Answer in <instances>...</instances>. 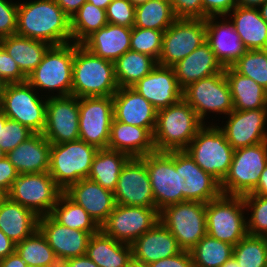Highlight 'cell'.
<instances>
[{
	"instance_id": "1",
	"label": "cell",
	"mask_w": 267,
	"mask_h": 267,
	"mask_svg": "<svg viewBox=\"0 0 267 267\" xmlns=\"http://www.w3.org/2000/svg\"><path fill=\"white\" fill-rule=\"evenodd\" d=\"M16 34L51 46L70 43L71 18L55 0L18 2Z\"/></svg>"
},
{
	"instance_id": "2",
	"label": "cell",
	"mask_w": 267,
	"mask_h": 267,
	"mask_svg": "<svg viewBox=\"0 0 267 267\" xmlns=\"http://www.w3.org/2000/svg\"><path fill=\"white\" fill-rule=\"evenodd\" d=\"M205 124L182 98L177 103L157 110L153 142L156 151L185 150Z\"/></svg>"
},
{
	"instance_id": "3",
	"label": "cell",
	"mask_w": 267,
	"mask_h": 267,
	"mask_svg": "<svg viewBox=\"0 0 267 267\" xmlns=\"http://www.w3.org/2000/svg\"><path fill=\"white\" fill-rule=\"evenodd\" d=\"M119 86L114 62L98 57L75 43L72 95L80 97H112Z\"/></svg>"
},
{
	"instance_id": "4",
	"label": "cell",
	"mask_w": 267,
	"mask_h": 267,
	"mask_svg": "<svg viewBox=\"0 0 267 267\" xmlns=\"http://www.w3.org/2000/svg\"><path fill=\"white\" fill-rule=\"evenodd\" d=\"M75 43L53 45L48 48L42 61L27 77V82L35 89L57 92L50 96L72 95L73 60ZM37 88V89H36Z\"/></svg>"
},
{
	"instance_id": "5",
	"label": "cell",
	"mask_w": 267,
	"mask_h": 267,
	"mask_svg": "<svg viewBox=\"0 0 267 267\" xmlns=\"http://www.w3.org/2000/svg\"><path fill=\"white\" fill-rule=\"evenodd\" d=\"M98 149L83 140L51 144L49 174L65 191L71 184L88 178Z\"/></svg>"
},
{
	"instance_id": "6",
	"label": "cell",
	"mask_w": 267,
	"mask_h": 267,
	"mask_svg": "<svg viewBox=\"0 0 267 267\" xmlns=\"http://www.w3.org/2000/svg\"><path fill=\"white\" fill-rule=\"evenodd\" d=\"M206 125L197 132L185 151L221 184L229 172L234 149L217 125Z\"/></svg>"
},
{
	"instance_id": "7",
	"label": "cell",
	"mask_w": 267,
	"mask_h": 267,
	"mask_svg": "<svg viewBox=\"0 0 267 267\" xmlns=\"http://www.w3.org/2000/svg\"><path fill=\"white\" fill-rule=\"evenodd\" d=\"M243 196L224 195L206 203V232L235 246L247 233Z\"/></svg>"
},
{
	"instance_id": "8",
	"label": "cell",
	"mask_w": 267,
	"mask_h": 267,
	"mask_svg": "<svg viewBox=\"0 0 267 267\" xmlns=\"http://www.w3.org/2000/svg\"><path fill=\"white\" fill-rule=\"evenodd\" d=\"M160 222L176 238L183 251H191L207 234L206 203L185 201L159 211Z\"/></svg>"
},
{
	"instance_id": "9",
	"label": "cell",
	"mask_w": 267,
	"mask_h": 267,
	"mask_svg": "<svg viewBox=\"0 0 267 267\" xmlns=\"http://www.w3.org/2000/svg\"><path fill=\"white\" fill-rule=\"evenodd\" d=\"M267 164V141L234 150L230 169L220 184L224 195L244 196L257 186Z\"/></svg>"
},
{
	"instance_id": "10",
	"label": "cell",
	"mask_w": 267,
	"mask_h": 267,
	"mask_svg": "<svg viewBox=\"0 0 267 267\" xmlns=\"http://www.w3.org/2000/svg\"><path fill=\"white\" fill-rule=\"evenodd\" d=\"M42 96L27 81L7 84L1 110L8 119L27 126L34 133H43L48 97Z\"/></svg>"
},
{
	"instance_id": "11",
	"label": "cell",
	"mask_w": 267,
	"mask_h": 267,
	"mask_svg": "<svg viewBox=\"0 0 267 267\" xmlns=\"http://www.w3.org/2000/svg\"><path fill=\"white\" fill-rule=\"evenodd\" d=\"M63 192L49 172H43L19 174L6 196L40 217L50 215Z\"/></svg>"
},
{
	"instance_id": "12",
	"label": "cell",
	"mask_w": 267,
	"mask_h": 267,
	"mask_svg": "<svg viewBox=\"0 0 267 267\" xmlns=\"http://www.w3.org/2000/svg\"><path fill=\"white\" fill-rule=\"evenodd\" d=\"M183 99L204 124L208 113L228 115L234 110L231 90L224 70L190 84L183 90Z\"/></svg>"
},
{
	"instance_id": "13",
	"label": "cell",
	"mask_w": 267,
	"mask_h": 267,
	"mask_svg": "<svg viewBox=\"0 0 267 267\" xmlns=\"http://www.w3.org/2000/svg\"><path fill=\"white\" fill-rule=\"evenodd\" d=\"M205 41V19L177 18L163 33L157 64L173 67Z\"/></svg>"
},
{
	"instance_id": "14",
	"label": "cell",
	"mask_w": 267,
	"mask_h": 267,
	"mask_svg": "<svg viewBox=\"0 0 267 267\" xmlns=\"http://www.w3.org/2000/svg\"><path fill=\"white\" fill-rule=\"evenodd\" d=\"M159 221V211L155 207L116 204L100 230L116 241L131 245Z\"/></svg>"
},
{
	"instance_id": "15",
	"label": "cell",
	"mask_w": 267,
	"mask_h": 267,
	"mask_svg": "<svg viewBox=\"0 0 267 267\" xmlns=\"http://www.w3.org/2000/svg\"><path fill=\"white\" fill-rule=\"evenodd\" d=\"M114 119L112 97L79 98V139L96 147L107 148Z\"/></svg>"
},
{
	"instance_id": "16",
	"label": "cell",
	"mask_w": 267,
	"mask_h": 267,
	"mask_svg": "<svg viewBox=\"0 0 267 267\" xmlns=\"http://www.w3.org/2000/svg\"><path fill=\"white\" fill-rule=\"evenodd\" d=\"M146 168L149 173L155 208L184 202L180 190L179 172L175 169V151H155L146 155Z\"/></svg>"
},
{
	"instance_id": "17",
	"label": "cell",
	"mask_w": 267,
	"mask_h": 267,
	"mask_svg": "<svg viewBox=\"0 0 267 267\" xmlns=\"http://www.w3.org/2000/svg\"><path fill=\"white\" fill-rule=\"evenodd\" d=\"M44 137L50 144H61L79 139V98L48 96Z\"/></svg>"
},
{
	"instance_id": "18",
	"label": "cell",
	"mask_w": 267,
	"mask_h": 267,
	"mask_svg": "<svg viewBox=\"0 0 267 267\" xmlns=\"http://www.w3.org/2000/svg\"><path fill=\"white\" fill-rule=\"evenodd\" d=\"M113 193L118 205L155 207L150 177L146 168V156L130 158L126 162Z\"/></svg>"
},
{
	"instance_id": "19",
	"label": "cell",
	"mask_w": 267,
	"mask_h": 267,
	"mask_svg": "<svg viewBox=\"0 0 267 267\" xmlns=\"http://www.w3.org/2000/svg\"><path fill=\"white\" fill-rule=\"evenodd\" d=\"M175 169L179 172L184 202L208 203L222 194L220 183L197 165L185 150L175 151Z\"/></svg>"
},
{
	"instance_id": "20",
	"label": "cell",
	"mask_w": 267,
	"mask_h": 267,
	"mask_svg": "<svg viewBox=\"0 0 267 267\" xmlns=\"http://www.w3.org/2000/svg\"><path fill=\"white\" fill-rule=\"evenodd\" d=\"M228 116L218 128L234 150L267 141V109L233 110Z\"/></svg>"
},
{
	"instance_id": "21",
	"label": "cell",
	"mask_w": 267,
	"mask_h": 267,
	"mask_svg": "<svg viewBox=\"0 0 267 267\" xmlns=\"http://www.w3.org/2000/svg\"><path fill=\"white\" fill-rule=\"evenodd\" d=\"M156 110L166 108L183 98L173 67L157 65L133 87Z\"/></svg>"
},
{
	"instance_id": "22",
	"label": "cell",
	"mask_w": 267,
	"mask_h": 267,
	"mask_svg": "<svg viewBox=\"0 0 267 267\" xmlns=\"http://www.w3.org/2000/svg\"><path fill=\"white\" fill-rule=\"evenodd\" d=\"M112 99L116 121L146 128L153 135L157 110L150 102L132 87L118 88Z\"/></svg>"
},
{
	"instance_id": "23",
	"label": "cell",
	"mask_w": 267,
	"mask_h": 267,
	"mask_svg": "<svg viewBox=\"0 0 267 267\" xmlns=\"http://www.w3.org/2000/svg\"><path fill=\"white\" fill-rule=\"evenodd\" d=\"M209 16L206 22V42L224 68L232 67L247 51L231 21H218Z\"/></svg>"
},
{
	"instance_id": "24",
	"label": "cell",
	"mask_w": 267,
	"mask_h": 267,
	"mask_svg": "<svg viewBox=\"0 0 267 267\" xmlns=\"http://www.w3.org/2000/svg\"><path fill=\"white\" fill-rule=\"evenodd\" d=\"M38 230L55 254L73 258L86 254L91 233L59 224L51 215L40 216Z\"/></svg>"
},
{
	"instance_id": "25",
	"label": "cell",
	"mask_w": 267,
	"mask_h": 267,
	"mask_svg": "<svg viewBox=\"0 0 267 267\" xmlns=\"http://www.w3.org/2000/svg\"><path fill=\"white\" fill-rule=\"evenodd\" d=\"M64 193L82 206L100 227L116 206L114 193L88 178L71 184Z\"/></svg>"
},
{
	"instance_id": "26",
	"label": "cell",
	"mask_w": 267,
	"mask_h": 267,
	"mask_svg": "<svg viewBox=\"0 0 267 267\" xmlns=\"http://www.w3.org/2000/svg\"><path fill=\"white\" fill-rule=\"evenodd\" d=\"M133 259L147 265L183 250L172 233L159 221L132 244Z\"/></svg>"
},
{
	"instance_id": "27",
	"label": "cell",
	"mask_w": 267,
	"mask_h": 267,
	"mask_svg": "<svg viewBox=\"0 0 267 267\" xmlns=\"http://www.w3.org/2000/svg\"><path fill=\"white\" fill-rule=\"evenodd\" d=\"M51 144L43 133H34L6 154L18 174L49 172Z\"/></svg>"
},
{
	"instance_id": "28",
	"label": "cell",
	"mask_w": 267,
	"mask_h": 267,
	"mask_svg": "<svg viewBox=\"0 0 267 267\" xmlns=\"http://www.w3.org/2000/svg\"><path fill=\"white\" fill-rule=\"evenodd\" d=\"M132 28L108 23L88 36L81 45L94 55L115 62L130 50Z\"/></svg>"
},
{
	"instance_id": "29",
	"label": "cell",
	"mask_w": 267,
	"mask_h": 267,
	"mask_svg": "<svg viewBox=\"0 0 267 267\" xmlns=\"http://www.w3.org/2000/svg\"><path fill=\"white\" fill-rule=\"evenodd\" d=\"M108 149L127 154L130 158H142L155 152L153 135L146 129L128 125L113 119Z\"/></svg>"
},
{
	"instance_id": "30",
	"label": "cell",
	"mask_w": 267,
	"mask_h": 267,
	"mask_svg": "<svg viewBox=\"0 0 267 267\" xmlns=\"http://www.w3.org/2000/svg\"><path fill=\"white\" fill-rule=\"evenodd\" d=\"M173 68L182 90L202 78L224 70L206 41L190 55L175 64Z\"/></svg>"
},
{
	"instance_id": "31",
	"label": "cell",
	"mask_w": 267,
	"mask_h": 267,
	"mask_svg": "<svg viewBox=\"0 0 267 267\" xmlns=\"http://www.w3.org/2000/svg\"><path fill=\"white\" fill-rule=\"evenodd\" d=\"M38 219L32 210L13 202L7 196L0 201V230L15 244L38 229Z\"/></svg>"
},
{
	"instance_id": "32",
	"label": "cell",
	"mask_w": 267,
	"mask_h": 267,
	"mask_svg": "<svg viewBox=\"0 0 267 267\" xmlns=\"http://www.w3.org/2000/svg\"><path fill=\"white\" fill-rule=\"evenodd\" d=\"M228 16L247 50H267V22L258 9L236 6Z\"/></svg>"
},
{
	"instance_id": "33",
	"label": "cell",
	"mask_w": 267,
	"mask_h": 267,
	"mask_svg": "<svg viewBox=\"0 0 267 267\" xmlns=\"http://www.w3.org/2000/svg\"><path fill=\"white\" fill-rule=\"evenodd\" d=\"M85 255L99 267H127L133 258L131 245L116 241L101 230L91 236Z\"/></svg>"
},
{
	"instance_id": "34",
	"label": "cell",
	"mask_w": 267,
	"mask_h": 267,
	"mask_svg": "<svg viewBox=\"0 0 267 267\" xmlns=\"http://www.w3.org/2000/svg\"><path fill=\"white\" fill-rule=\"evenodd\" d=\"M234 110L267 109V91L251 78L237 73L232 67L224 68Z\"/></svg>"
},
{
	"instance_id": "35",
	"label": "cell",
	"mask_w": 267,
	"mask_h": 267,
	"mask_svg": "<svg viewBox=\"0 0 267 267\" xmlns=\"http://www.w3.org/2000/svg\"><path fill=\"white\" fill-rule=\"evenodd\" d=\"M0 45L27 77L40 64L44 54L51 46L43 41L22 37L17 34L0 39Z\"/></svg>"
},
{
	"instance_id": "36",
	"label": "cell",
	"mask_w": 267,
	"mask_h": 267,
	"mask_svg": "<svg viewBox=\"0 0 267 267\" xmlns=\"http://www.w3.org/2000/svg\"><path fill=\"white\" fill-rule=\"evenodd\" d=\"M130 157L112 149H98L88 179L112 192L115 191L120 172Z\"/></svg>"
},
{
	"instance_id": "37",
	"label": "cell",
	"mask_w": 267,
	"mask_h": 267,
	"mask_svg": "<svg viewBox=\"0 0 267 267\" xmlns=\"http://www.w3.org/2000/svg\"><path fill=\"white\" fill-rule=\"evenodd\" d=\"M115 77L119 88L133 87L144 76L148 75L158 64L146 54L127 51L115 62Z\"/></svg>"
},
{
	"instance_id": "38",
	"label": "cell",
	"mask_w": 267,
	"mask_h": 267,
	"mask_svg": "<svg viewBox=\"0 0 267 267\" xmlns=\"http://www.w3.org/2000/svg\"><path fill=\"white\" fill-rule=\"evenodd\" d=\"M50 215L61 225L96 234L100 226L80 205L71 200L64 192L53 207Z\"/></svg>"
},
{
	"instance_id": "39",
	"label": "cell",
	"mask_w": 267,
	"mask_h": 267,
	"mask_svg": "<svg viewBox=\"0 0 267 267\" xmlns=\"http://www.w3.org/2000/svg\"><path fill=\"white\" fill-rule=\"evenodd\" d=\"M176 19L170 0H148L135 7L134 27L165 31Z\"/></svg>"
},
{
	"instance_id": "40",
	"label": "cell",
	"mask_w": 267,
	"mask_h": 267,
	"mask_svg": "<svg viewBox=\"0 0 267 267\" xmlns=\"http://www.w3.org/2000/svg\"><path fill=\"white\" fill-rule=\"evenodd\" d=\"M108 24L106 10L85 2L71 17L72 42L81 44L93 32Z\"/></svg>"
},
{
	"instance_id": "41",
	"label": "cell",
	"mask_w": 267,
	"mask_h": 267,
	"mask_svg": "<svg viewBox=\"0 0 267 267\" xmlns=\"http://www.w3.org/2000/svg\"><path fill=\"white\" fill-rule=\"evenodd\" d=\"M234 246L205 235L190 251L194 267H221L233 256Z\"/></svg>"
},
{
	"instance_id": "42",
	"label": "cell",
	"mask_w": 267,
	"mask_h": 267,
	"mask_svg": "<svg viewBox=\"0 0 267 267\" xmlns=\"http://www.w3.org/2000/svg\"><path fill=\"white\" fill-rule=\"evenodd\" d=\"M240 267H267V237L247 234L233 248Z\"/></svg>"
},
{
	"instance_id": "43",
	"label": "cell",
	"mask_w": 267,
	"mask_h": 267,
	"mask_svg": "<svg viewBox=\"0 0 267 267\" xmlns=\"http://www.w3.org/2000/svg\"><path fill=\"white\" fill-rule=\"evenodd\" d=\"M15 251L27 265L36 267H48L55 254L38 229L31 236L16 244Z\"/></svg>"
},
{
	"instance_id": "44",
	"label": "cell",
	"mask_w": 267,
	"mask_h": 267,
	"mask_svg": "<svg viewBox=\"0 0 267 267\" xmlns=\"http://www.w3.org/2000/svg\"><path fill=\"white\" fill-rule=\"evenodd\" d=\"M232 68L267 91V50H247Z\"/></svg>"
},
{
	"instance_id": "45",
	"label": "cell",
	"mask_w": 267,
	"mask_h": 267,
	"mask_svg": "<svg viewBox=\"0 0 267 267\" xmlns=\"http://www.w3.org/2000/svg\"><path fill=\"white\" fill-rule=\"evenodd\" d=\"M245 211L251 212L247 221V233L267 237V197L244 195Z\"/></svg>"
},
{
	"instance_id": "46",
	"label": "cell",
	"mask_w": 267,
	"mask_h": 267,
	"mask_svg": "<svg viewBox=\"0 0 267 267\" xmlns=\"http://www.w3.org/2000/svg\"><path fill=\"white\" fill-rule=\"evenodd\" d=\"M164 31L132 27L130 50L149 55L158 61Z\"/></svg>"
},
{
	"instance_id": "47",
	"label": "cell",
	"mask_w": 267,
	"mask_h": 267,
	"mask_svg": "<svg viewBox=\"0 0 267 267\" xmlns=\"http://www.w3.org/2000/svg\"><path fill=\"white\" fill-rule=\"evenodd\" d=\"M33 134L34 132L27 126L22 125L17 121L7 119L4 126L1 127L0 148L7 154Z\"/></svg>"
},
{
	"instance_id": "48",
	"label": "cell",
	"mask_w": 267,
	"mask_h": 267,
	"mask_svg": "<svg viewBox=\"0 0 267 267\" xmlns=\"http://www.w3.org/2000/svg\"><path fill=\"white\" fill-rule=\"evenodd\" d=\"M108 23L134 27L135 6L129 0H112L106 9Z\"/></svg>"
},
{
	"instance_id": "49",
	"label": "cell",
	"mask_w": 267,
	"mask_h": 267,
	"mask_svg": "<svg viewBox=\"0 0 267 267\" xmlns=\"http://www.w3.org/2000/svg\"><path fill=\"white\" fill-rule=\"evenodd\" d=\"M10 1L0 0V39L16 34L18 3Z\"/></svg>"
},
{
	"instance_id": "50",
	"label": "cell",
	"mask_w": 267,
	"mask_h": 267,
	"mask_svg": "<svg viewBox=\"0 0 267 267\" xmlns=\"http://www.w3.org/2000/svg\"><path fill=\"white\" fill-rule=\"evenodd\" d=\"M0 77L7 84L21 83L27 81V76L20 70L13 58L7 54L6 50L0 45Z\"/></svg>"
},
{
	"instance_id": "51",
	"label": "cell",
	"mask_w": 267,
	"mask_h": 267,
	"mask_svg": "<svg viewBox=\"0 0 267 267\" xmlns=\"http://www.w3.org/2000/svg\"><path fill=\"white\" fill-rule=\"evenodd\" d=\"M177 18L203 19L202 0H170Z\"/></svg>"
},
{
	"instance_id": "52",
	"label": "cell",
	"mask_w": 267,
	"mask_h": 267,
	"mask_svg": "<svg viewBox=\"0 0 267 267\" xmlns=\"http://www.w3.org/2000/svg\"><path fill=\"white\" fill-rule=\"evenodd\" d=\"M203 19L219 16L226 19L227 15L237 6V0H202Z\"/></svg>"
},
{
	"instance_id": "53",
	"label": "cell",
	"mask_w": 267,
	"mask_h": 267,
	"mask_svg": "<svg viewBox=\"0 0 267 267\" xmlns=\"http://www.w3.org/2000/svg\"><path fill=\"white\" fill-rule=\"evenodd\" d=\"M18 172L10 162V160L5 156L0 160V192L5 196L11 189V186L15 179L18 177Z\"/></svg>"
},
{
	"instance_id": "54",
	"label": "cell",
	"mask_w": 267,
	"mask_h": 267,
	"mask_svg": "<svg viewBox=\"0 0 267 267\" xmlns=\"http://www.w3.org/2000/svg\"><path fill=\"white\" fill-rule=\"evenodd\" d=\"M149 267H194L191 252L182 251L168 258L160 259L148 265Z\"/></svg>"
},
{
	"instance_id": "55",
	"label": "cell",
	"mask_w": 267,
	"mask_h": 267,
	"mask_svg": "<svg viewBox=\"0 0 267 267\" xmlns=\"http://www.w3.org/2000/svg\"><path fill=\"white\" fill-rule=\"evenodd\" d=\"M61 9L71 18L86 0H55Z\"/></svg>"
},
{
	"instance_id": "56",
	"label": "cell",
	"mask_w": 267,
	"mask_h": 267,
	"mask_svg": "<svg viewBox=\"0 0 267 267\" xmlns=\"http://www.w3.org/2000/svg\"><path fill=\"white\" fill-rule=\"evenodd\" d=\"M16 244L0 230V260L13 254Z\"/></svg>"
},
{
	"instance_id": "57",
	"label": "cell",
	"mask_w": 267,
	"mask_h": 267,
	"mask_svg": "<svg viewBox=\"0 0 267 267\" xmlns=\"http://www.w3.org/2000/svg\"><path fill=\"white\" fill-rule=\"evenodd\" d=\"M0 267H27V264L15 251L13 254L0 260Z\"/></svg>"
},
{
	"instance_id": "58",
	"label": "cell",
	"mask_w": 267,
	"mask_h": 267,
	"mask_svg": "<svg viewBox=\"0 0 267 267\" xmlns=\"http://www.w3.org/2000/svg\"><path fill=\"white\" fill-rule=\"evenodd\" d=\"M246 195H260L267 197V164L261 173L256 188L251 193Z\"/></svg>"
},
{
	"instance_id": "59",
	"label": "cell",
	"mask_w": 267,
	"mask_h": 267,
	"mask_svg": "<svg viewBox=\"0 0 267 267\" xmlns=\"http://www.w3.org/2000/svg\"><path fill=\"white\" fill-rule=\"evenodd\" d=\"M68 267H99L86 255L70 258Z\"/></svg>"
},
{
	"instance_id": "60",
	"label": "cell",
	"mask_w": 267,
	"mask_h": 267,
	"mask_svg": "<svg viewBox=\"0 0 267 267\" xmlns=\"http://www.w3.org/2000/svg\"><path fill=\"white\" fill-rule=\"evenodd\" d=\"M70 258L60 254H54L48 267H68Z\"/></svg>"
},
{
	"instance_id": "61",
	"label": "cell",
	"mask_w": 267,
	"mask_h": 267,
	"mask_svg": "<svg viewBox=\"0 0 267 267\" xmlns=\"http://www.w3.org/2000/svg\"><path fill=\"white\" fill-rule=\"evenodd\" d=\"M267 0H237V6L258 9Z\"/></svg>"
},
{
	"instance_id": "62",
	"label": "cell",
	"mask_w": 267,
	"mask_h": 267,
	"mask_svg": "<svg viewBox=\"0 0 267 267\" xmlns=\"http://www.w3.org/2000/svg\"><path fill=\"white\" fill-rule=\"evenodd\" d=\"M86 1L104 10H106L108 5L112 2V0H86Z\"/></svg>"
},
{
	"instance_id": "63",
	"label": "cell",
	"mask_w": 267,
	"mask_h": 267,
	"mask_svg": "<svg viewBox=\"0 0 267 267\" xmlns=\"http://www.w3.org/2000/svg\"><path fill=\"white\" fill-rule=\"evenodd\" d=\"M221 267H240L237 260L232 256Z\"/></svg>"
},
{
	"instance_id": "64",
	"label": "cell",
	"mask_w": 267,
	"mask_h": 267,
	"mask_svg": "<svg viewBox=\"0 0 267 267\" xmlns=\"http://www.w3.org/2000/svg\"><path fill=\"white\" fill-rule=\"evenodd\" d=\"M261 17L267 22V1L258 8Z\"/></svg>"
},
{
	"instance_id": "65",
	"label": "cell",
	"mask_w": 267,
	"mask_h": 267,
	"mask_svg": "<svg viewBox=\"0 0 267 267\" xmlns=\"http://www.w3.org/2000/svg\"><path fill=\"white\" fill-rule=\"evenodd\" d=\"M7 87V82L0 77V102L2 103L3 95L5 94V89Z\"/></svg>"
},
{
	"instance_id": "66",
	"label": "cell",
	"mask_w": 267,
	"mask_h": 267,
	"mask_svg": "<svg viewBox=\"0 0 267 267\" xmlns=\"http://www.w3.org/2000/svg\"><path fill=\"white\" fill-rule=\"evenodd\" d=\"M127 267H149L145 263L138 262L132 258V260L128 263Z\"/></svg>"
},
{
	"instance_id": "67",
	"label": "cell",
	"mask_w": 267,
	"mask_h": 267,
	"mask_svg": "<svg viewBox=\"0 0 267 267\" xmlns=\"http://www.w3.org/2000/svg\"><path fill=\"white\" fill-rule=\"evenodd\" d=\"M8 118L4 115V113L2 112V110L0 111V132H1V127L4 126L6 120Z\"/></svg>"
},
{
	"instance_id": "68",
	"label": "cell",
	"mask_w": 267,
	"mask_h": 267,
	"mask_svg": "<svg viewBox=\"0 0 267 267\" xmlns=\"http://www.w3.org/2000/svg\"><path fill=\"white\" fill-rule=\"evenodd\" d=\"M129 1L136 7L140 4L146 3L148 0H129Z\"/></svg>"
},
{
	"instance_id": "69",
	"label": "cell",
	"mask_w": 267,
	"mask_h": 267,
	"mask_svg": "<svg viewBox=\"0 0 267 267\" xmlns=\"http://www.w3.org/2000/svg\"><path fill=\"white\" fill-rule=\"evenodd\" d=\"M5 156H6V154L0 148V160L3 159Z\"/></svg>"
},
{
	"instance_id": "70",
	"label": "cell",
	"mask_w": 267,
	"mask_h": 267,
	"mask_svg": "<svg viewBox=\"0 0 267 267\" xmlns=\"http://www.w3.org/2000/svg\"><path fill=\"white\" fill-rule=\"evenodd\" d=\"M4 197H5V195H4L2 192H0V201H1Z\"/></svg>"
}]
</instances>
